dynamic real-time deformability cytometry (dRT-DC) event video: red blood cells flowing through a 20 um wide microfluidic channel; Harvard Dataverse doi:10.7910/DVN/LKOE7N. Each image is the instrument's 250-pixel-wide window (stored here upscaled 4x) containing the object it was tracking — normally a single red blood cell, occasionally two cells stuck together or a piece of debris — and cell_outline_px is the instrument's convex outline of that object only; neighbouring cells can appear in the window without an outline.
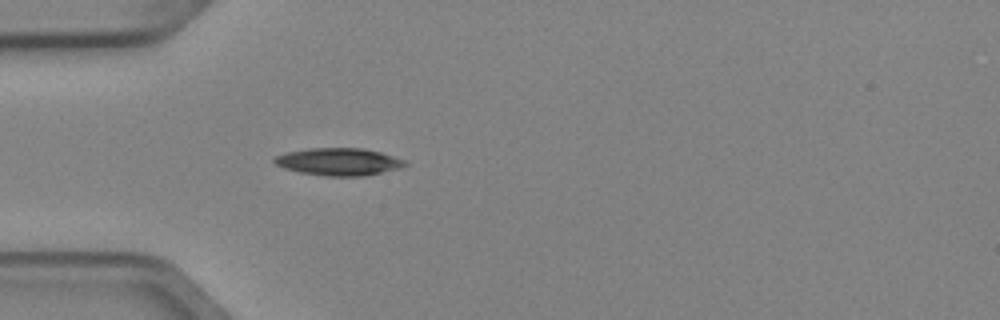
{"species": "Egyptian fruit bat (a non-hibernating species)", "species_latin": "Rousettus aegyptiacus", "temperature_condition": "cold", "stored_images_in_passage": 4, "camera_frame_rate_fps": 3000, "um_per_image_px": 0.085, "animal": {"sex": "female"}, "frame": {"image": 1, "passage_image": 4, "time_ms": 1.0, "image_size_px": [1000, 320], "cell_outline_px": [[408, 164], [400, 168], [364, 176], [328, 176], [300, 172], [284, 168], [276, 164], [272, 160], [276, 156], [288, 152], [312, 148], [364, 148], [380, 152], [404, 160]], "centroid_in_image_um": [28.8, 13.75], "position_along_channel_um": 56.2, "area_um2": 20.63}}